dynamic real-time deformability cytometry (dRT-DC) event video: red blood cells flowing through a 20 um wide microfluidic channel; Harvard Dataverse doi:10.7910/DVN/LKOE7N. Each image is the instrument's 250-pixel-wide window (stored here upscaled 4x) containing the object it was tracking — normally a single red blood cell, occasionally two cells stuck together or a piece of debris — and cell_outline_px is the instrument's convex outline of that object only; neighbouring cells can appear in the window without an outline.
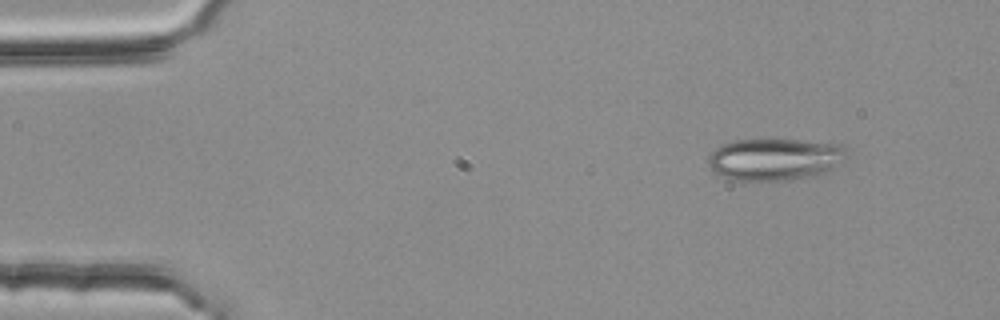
{"species": "common noctule bat (a hibernating species)", "species_latin": "Nyctalus noctula", "temperature_condition": "room temperature", "stored_images_in_passage": 49, "camera_frame_rate_fps": 3000, "um_per_image_px": 0.085, "animal": {"sex": "female", "body_mass_g": 25.1}, "frame": {"image": 1, "passage_image": 1, "time_ms": 0.0, "image_size_px": [1000, 320], "cell_outline_px": [[844, 148], [832, 168], [828, 172], [820, 176], [788, 180], [732, 180], [712, 172], [708, 164], [708, 156], [716, 148], [724, 144], [736, 140], [800, 140], [844, 144]], "centroid_in_image_um": [65.77, 13.55], "position_along_channel_um": 19.2, "area_um2": 33.52}}
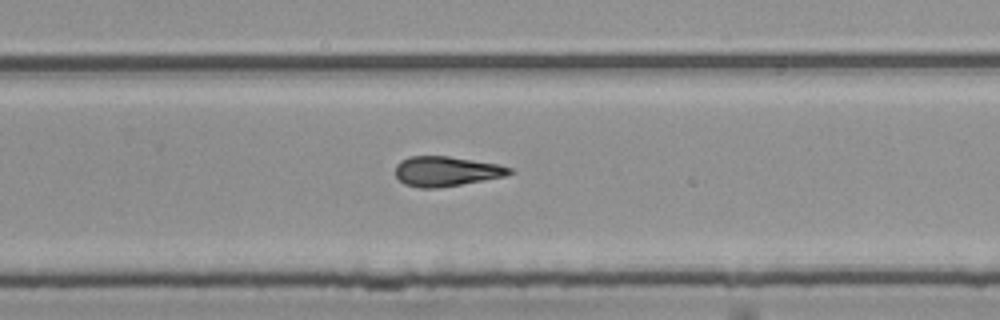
{"frame": {"image": 2, "passage_image": 30, "time_ms": 9.667, "image_size_px": [1000, 320], "cell_outline_px": [[516, 172], [504, 176], [460, 184], [436, 188], [420, 188], [404, 184], [396, 176], [396, 164], [400, 160], [408, 156], [448, 156], [496, 164], [512, 168]], "centroid_in_image_um": [37.9, 14.55], "position_along_channel_um": 291.9, "area_um2": 19.71}}
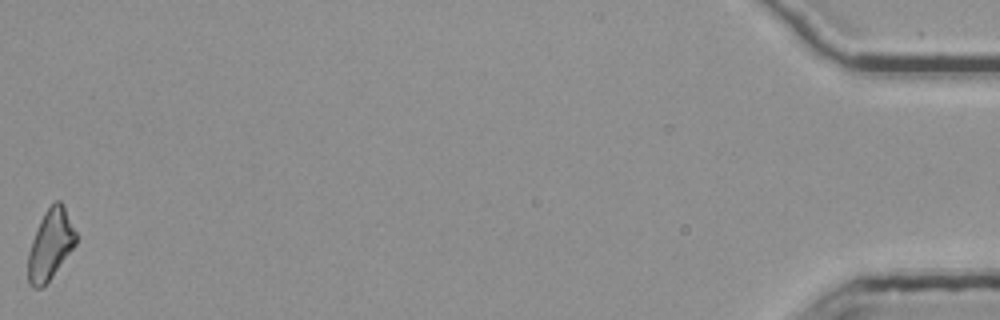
{"frame": {"image": 3, "passage_image": 49, "time_ms": 16.0, "image_size_px": [1000, 320], "cell_outline_px": [[76, 244], [52, 276], [40, 288], [32, 288], [28, 284], [28, 252], [32, 240], [40, 220], [44, 212], [56, 200], [60, 200], [64, 204], [76, 232]], "centroid_in_image_um": [4.28, 20.77], "position_along_channel_um": 430.9, "area_um2": 19.42}, "authors_computed_cell_mechanics": {"area_um2": 20.1144, "velocity_mm_per_s": 3.7946, "shape_relaxation_time_tau1_ms": null, "shape_relaxation_time_tau2_ms": 2.6762, "deformation_change_tau1": null, "deformation_change_tau2": 0.1342}}